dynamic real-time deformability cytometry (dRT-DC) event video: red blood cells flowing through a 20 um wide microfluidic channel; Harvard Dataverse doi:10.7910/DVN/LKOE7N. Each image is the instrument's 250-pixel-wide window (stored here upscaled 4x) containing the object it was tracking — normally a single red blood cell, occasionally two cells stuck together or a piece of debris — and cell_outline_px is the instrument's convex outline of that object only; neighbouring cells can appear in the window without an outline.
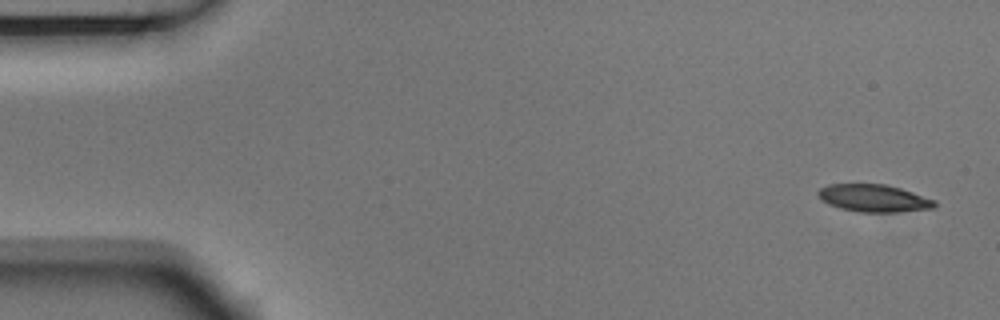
{"species": "Egyptian fruit bat (a non-hibernating species)", "species_latin": "Rousettus aegyptiacus", "temperature_condition": "room temperature", "stored_images_in_passage": 7, "camera_frame_rate_fps": 3000, "um_per_image_px": 0.085, "animal": {"sex": "male"}, "frame": {"image": 1, "passage_image": 1, "time_ms": 0.0, "image_size_px": [1000, 320], "cell_outline_px": [[936, 204], [932, 208], [896, 212], [860, 212], [840, 208], [828, 204], [816, 192], [820, 188], [828, 184], [884, 184], [900, 188], [936, 200]], "centroid_in_image_um": [74.26, 16.84], "position_along_channel_um": 10.7, "area_um2": 18.44}}
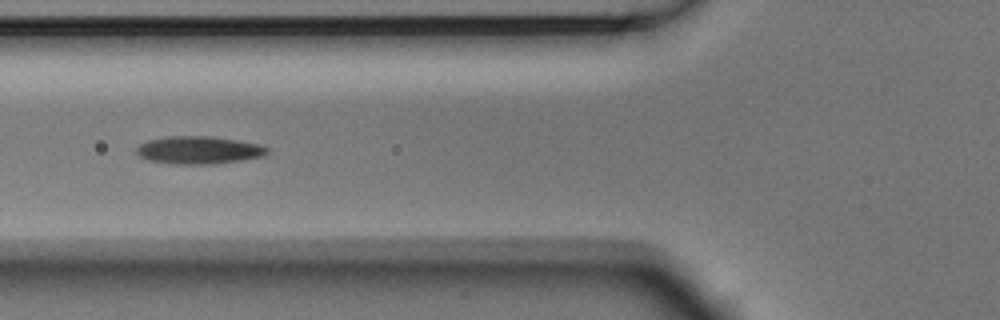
{"frame": {"image": 2, "passage_image": 6, "time_ms": 1.667, "image_size_px": [1000, 320], "cell_outline_px": [[268, 152], [264, 156], [244, 160], [212, 164], [172, 164], [148, 160], [140, 156], [136, 152], [136, 148], [140, 144], [148, 140], [168, 136], [208, 136], [236, 140], [260, 144], [268, 148]], "centroid_in_image_um": [16.9, 12.76], "position_along_channel_um": 108.9, "area_um2": 21.15}}
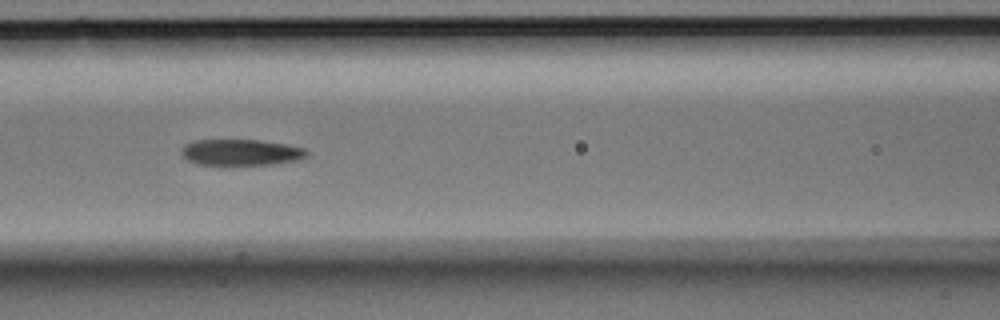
{"frame": {"image": 3, "passage_image": 7, "time_ms": 2.0, "image_size_px": [1000, 320], "cell_outline_px": [[308, 156], [296, 160], [272, 164], [232, 168], [224, 168], [196, 164], [188, 160], [180, 152], [184, 144], [192, 140], [260, 140], [284, 144], [304, 148], [308, 152]], "centroid_in_image_um": [20.41, 13.0], "position_along_channel_um": 146.2, "area_um2": 20.11}}